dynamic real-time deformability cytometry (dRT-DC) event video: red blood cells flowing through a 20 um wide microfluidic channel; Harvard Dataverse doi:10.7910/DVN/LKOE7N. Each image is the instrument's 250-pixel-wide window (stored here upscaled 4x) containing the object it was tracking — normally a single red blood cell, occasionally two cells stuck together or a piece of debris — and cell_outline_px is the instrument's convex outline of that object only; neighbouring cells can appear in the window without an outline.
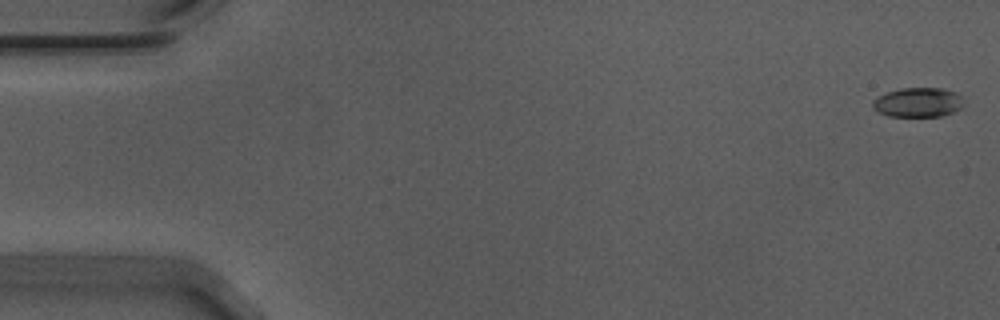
{"species": "Egyptian fruit bat (a non-hibernating species)", "species_latin": "Rousettus aegyptiacus", "temperature_condition": "warm", "stored_images_in_passage": 10, "camera_frame_rate_fps": 3000, "um_per_image_px": 0.085, "animal": {"sex": "male"}, "frame": {"image": 1, "passage_image": 1, "time_ms": 0.0, "image_size_px": [1000, 320], "cell_outline_px": [[964, 104], [960, 108], [944, 116], [888, 116], [872, 108], [872, 100], [876, 96], [900, 88], [944, 88], [956, 92], [964, 96]], "centroid_in_image_um": [78.06, 8.69], "position_along_channel_um": 6.9, "area_um2": 15.9}}